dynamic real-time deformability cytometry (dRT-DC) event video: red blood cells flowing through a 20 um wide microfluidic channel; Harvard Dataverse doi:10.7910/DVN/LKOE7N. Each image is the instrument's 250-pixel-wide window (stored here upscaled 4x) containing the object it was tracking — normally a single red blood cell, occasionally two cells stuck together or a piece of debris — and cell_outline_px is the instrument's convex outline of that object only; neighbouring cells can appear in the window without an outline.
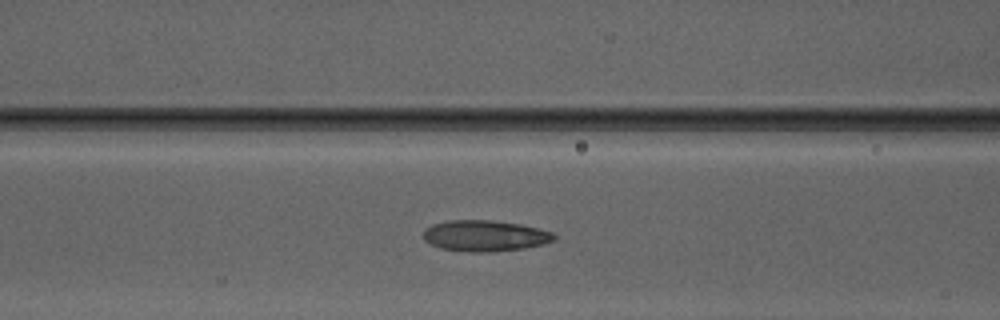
{"species": "Egyptian fruit bat (a non-hibernating species)", "species_latin": "Rousettus aegyptiacus", "temperature_condition": "warm", "stored_images_in_passage": 38, "camera_frame_rate_fps": 3000, "um_per_image_px": 0.085, "animal": {"sex": "male"}, "frame": {"image": 1, "passage_image": 19, "time_ms": 6.0, "image_size_px": [1000, 320], "cell_outline_px": [[556, 240], [544, 244], [524, 248], [492, 252], [468, 252], [440, 248], [424, 240], [424, 232], [432, 224], [448, 220], [492, 220], [520, 224], [552, 232], [556, 236]], "centroid_in_image_um": [41.24, 20.04], "position_along_channel_um": 125.4, "area_um2": 23.64}}
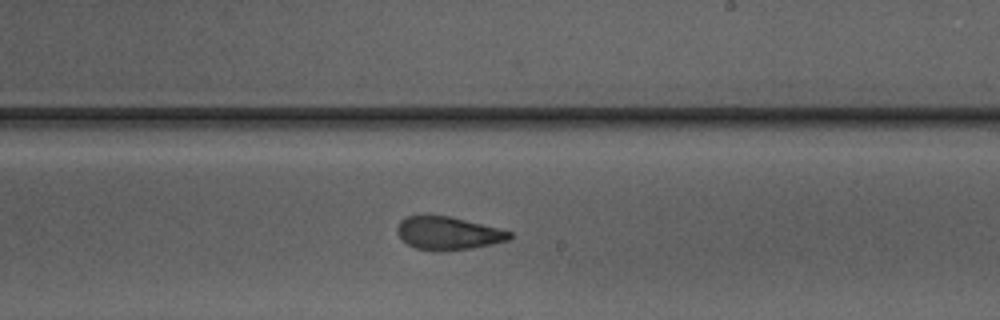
{"frame": {"image": 2, "passage_image": 28, "time_ms": 9.0, "image_size_px": [1000, 320], "cell_outline_px": [[512, 236], [508, 240], [492, 244], [472, 248], [440, 252], [432, 252], [416, 248], [408, 244], [396, 232], [396, 228], [400, 220], [408, 216], [448, 216], [500, 228], [512, 232]], "centroid_in_image_um": [38.09, 19.84], "position_along_channel_um": 250.9, "area_um2": 21.68}}
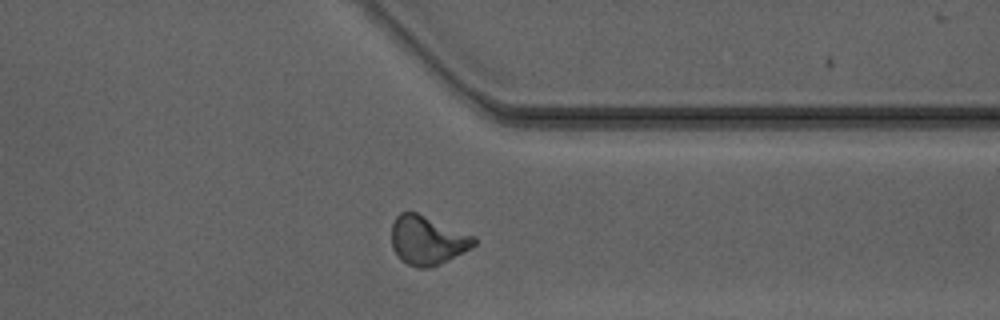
{"frame": {"image": 3, "passage_image": 37, "time_ms": 12.0, "image_size_px": [1000, 320], "cell_outline_px": [[476, 244], [448, 260], [440, 264], [428, 268], [416, 268], [400, 260], [392, 248], [392, 224], [396, 216], [400, 212], [416, 212], [476, 236]], "centroid_in_image_um": [36.31, 20.42], "position_along_channel_um": 375.1, "area_um2": 23.47}}